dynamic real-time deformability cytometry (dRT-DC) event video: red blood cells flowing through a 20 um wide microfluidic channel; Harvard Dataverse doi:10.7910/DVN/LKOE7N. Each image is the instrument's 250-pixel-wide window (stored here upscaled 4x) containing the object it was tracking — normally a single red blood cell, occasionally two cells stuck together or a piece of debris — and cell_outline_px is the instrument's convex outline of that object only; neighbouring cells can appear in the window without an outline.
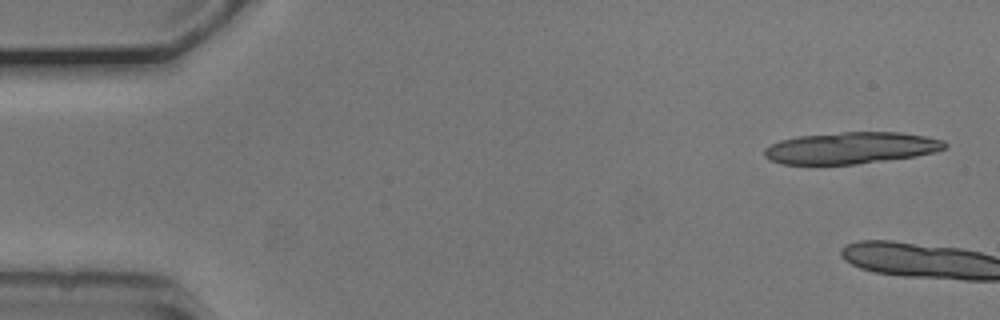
{"species": "common noctule bat (a hibernating species)", "species_latin": "Nyctalus noctula", "temperature_condition": "cold", "stored_images_in_passage": 3, "camera_frame_rate_fps": 3000, "um_per_image_px": 0.085, "animal": {"sex": "male", "body_mass_g": 20.5, "forearm_length_mm": 52.5}, "frame": {"image": 1, "passage_image": 1, "time_ms": 0.0, "image_size_px": [1000, 320], "cell_outline_px": [[948, 144], [944, 148], [936, 152], [916, 156], [856, 164], [784, 164], [768, 160], [764, 156], [764, 148], [780, 140], [796, 136], [840, 132], [900, 132], [924, 136], [944, 140]], "centroid_in_image_um": [72.32, 12.57], "position_along_channel_um": 12.7, "area_um2": 33.41}}